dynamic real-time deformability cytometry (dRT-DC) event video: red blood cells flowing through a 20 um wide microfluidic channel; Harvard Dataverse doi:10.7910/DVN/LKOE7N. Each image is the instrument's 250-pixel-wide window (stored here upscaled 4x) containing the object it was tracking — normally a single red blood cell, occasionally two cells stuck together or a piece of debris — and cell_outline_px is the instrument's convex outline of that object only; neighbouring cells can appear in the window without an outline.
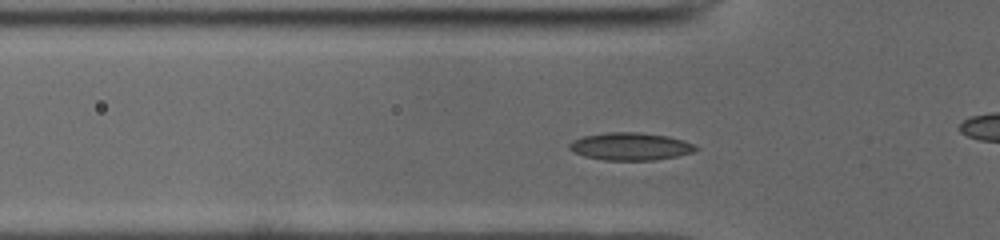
{"species": "common noctule bat (a hibernating species)", "species_latin": "Nyctalus noctula", "temperature_condition": "cold", "stored_images_in_passage": 43, "camera_frame_rate_fps": 3000, "um_per_image_px": 0.085, "animal": {"sex": "male", "body_mass_g": 19.0, "forearm_length_mm": 50.8}, "frame": {"image": 1, "passage_image": 7, "time_ms": 2.0, "image_size_px": [1000, 240], "cell_outline_px": [[700, 148], [692, 152], [676, 156], [656, 160], [604, 160], [584, 156], [572, 152], [568, 148], [568, 144], [572, 140], [584, 136], [604, 132], [640, 132], [668, 136], [684, 140], [696, 144]], "centroid_in_image_um": [53.58, 12.44], "position_along_channel_um": 72.2, "area_um2": 20.58}}
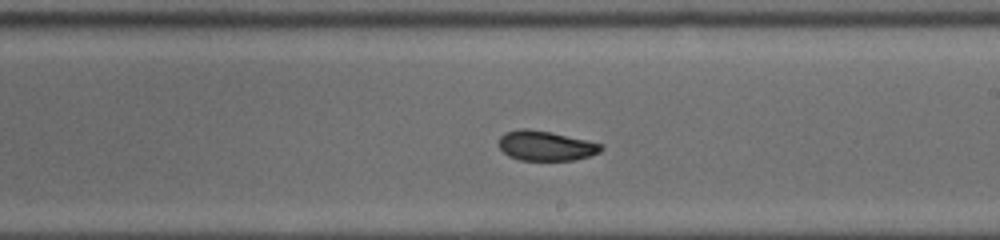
{"frame": {"image": 2, "passage_image": 20, "time_ms": 6.333, "image_size_px": [1000, 240], "cell_outline_px": [[604, 148], [600, 152], [588, 156], [572, 160], [520, 160], [508, 156], [500, 148], [500, 136], [504, 132], [520, 128], [528, 128], [552, 132], [604, 144]], "centroid_in_image_um": [46.4, 12.38], "position_along_channel_um": 242.6, "area_um2": 17.86}}
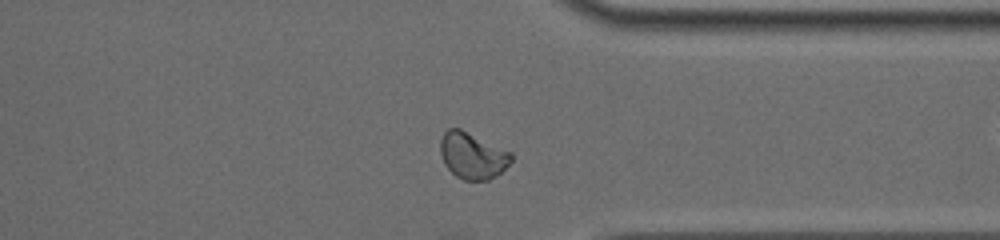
{"frame": {"image": 3, "passage_image": 30, "time_ms": 9.667, "image_size_px": [1000, 240], "cell_outline_px": [[512, 160], [496, 176], [488, 180], [464, 180], [456, 176], [444, 164], [440, 152], [440, 140], [444, 132], [448, 128], [460, 128], [512, 152]], "centroid_in_image_um": [40.15, 13.22], "position_along_channel_um": 371.3, "area_um2": 19.13}, "authors_computed_cell_mechanics": {"area_um2": 18.9584, "velocity_mm_per_s": 3.9349, "shape_relaxation_time_tau1_ms": null, "shape_relaxation_time_tau2_ms": 2.4294, "deformation_change_tau1": null, "deformation_change_tau2": 0.0671}}